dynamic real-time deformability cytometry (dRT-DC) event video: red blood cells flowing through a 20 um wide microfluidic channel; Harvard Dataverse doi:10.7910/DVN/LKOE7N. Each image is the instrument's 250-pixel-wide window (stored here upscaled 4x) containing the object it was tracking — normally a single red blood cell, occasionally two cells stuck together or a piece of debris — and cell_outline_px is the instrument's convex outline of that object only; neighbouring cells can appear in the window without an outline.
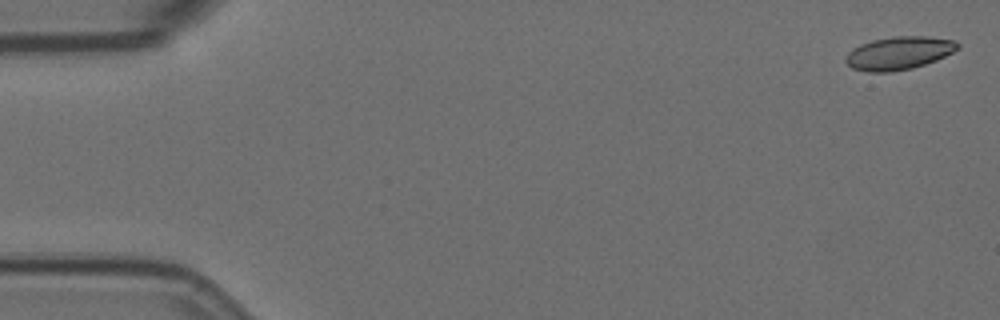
{"species": "Egyptian fruit bat (a non-hibernating species)", "species_latin": "Rousettus aegyptiacus", "temperature_condition": "room temperature", "stored_images_in_passage": 59, "camera_frame_rate_fps": 3000, "um_per_image_px": 0.085, "animal": {"sex": "female"}, "frame": {"image": 1, "passage_image": 2, "time_ms": 0.333, "image_size_px": [1000, 320], "cell_outline_px": [[960, 48], [936, 60], [912, 68], [892, 72], [868, 72], [852, 68], [844, 60], [848, 52], [852, 48], [860, 44], [872, 40], [892, 36], [928, 36], [956, 40], [960, 44]], "centroid_in_image_um": [76.4, 4.5], "position_along_channel_um": 8.6, "area_um2": 21.73}}
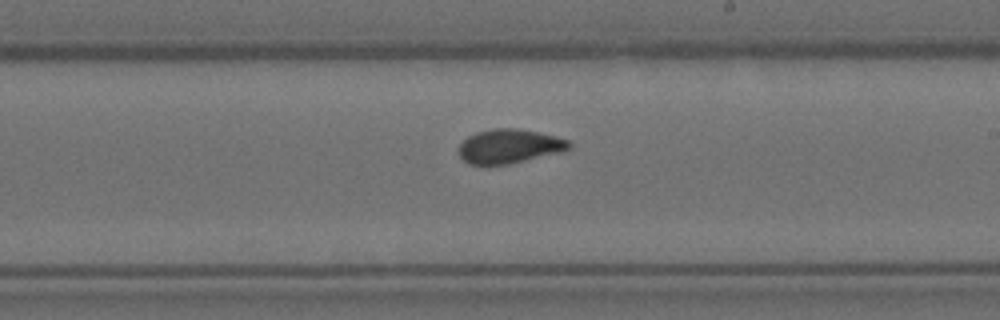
{"frame": {"image": 2, "passage_image": 34, "time_ms": 11.0, "image_size_px": [1000, 320], "cell_outline_px": [[572, 148], [560, 152], [508, 164], [468, 164], [460, 156], [460, 144], [468, 136], [476, 132], [492, 128], [516, 128], [536, 132], [568, 140], [572, 144]], "centroid_in_image_um": [43.28, 12.42], "position_along_channel_um": 245.7, "area_um2": 21.62}}
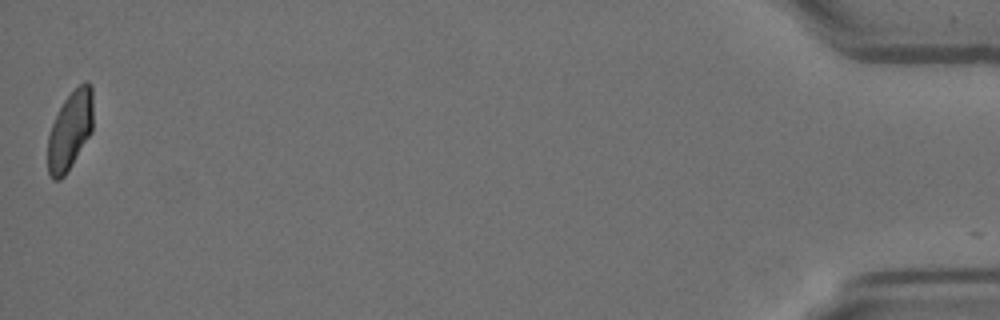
{"frame": {"image": 3, "passage_image": 58, "time_ms": 19.0, "image_size_px": [1000, 320], "cell_outline_px": [[92, 132], [72, 164], [64, 176], [60, 180], [52, 180], [48, 172], [48, 136], [52, 124], [64, 100], [84, 80], [88, 80], [92, 84]], "centroid_in_image_um": [5.96, 11.09], "position_along_channel_um": 429.2, "area_um2": 20.69}, "authors_computed_cell_mechanics": {"area_um2": 21.7906, "velocity_mm_per_s": 3.5117, "shape_relaxation_time_tau1_ms": null, "shape_relaxation_time_tau2_ms": 1.2011, "deformation_change_tau1": null, "deformation_change_tau2": 0.0448}}